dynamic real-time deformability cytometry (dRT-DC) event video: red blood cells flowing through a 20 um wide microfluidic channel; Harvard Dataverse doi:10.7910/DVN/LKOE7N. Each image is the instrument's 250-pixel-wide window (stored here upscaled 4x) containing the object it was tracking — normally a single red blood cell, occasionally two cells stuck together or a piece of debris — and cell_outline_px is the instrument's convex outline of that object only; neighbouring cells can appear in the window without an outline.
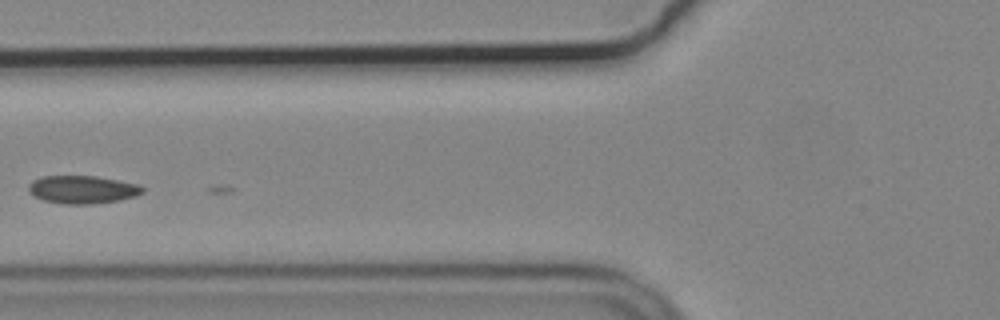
{"species": "common noctule bat (a hibernating species)", "species_latin": "Nyctalus noctula", "temperature_condition": "cold", "stored_images_in_passage": 26, "camera_frame_rate_fps": 3000, "um_per_image_px": 0.085, "animal": {"sex": "male", "body_mass_g": 19.2, "forearm_length_mm": 51.8}, "frame": {"image": 1, "passage_image": 10, "time_ms": 3.0, "image_size_px": [1000, 320], "cell_outline_px": [[144, 192], [136, 196], [116, 200], [92, 204], [64, 204], [44, 200], [32, 196], [28, 192], [28, 184], [32, 180], [44, 176], [96, 176], [140, 184], [144, 188]], "centroid_in_image_um": [6.99, 16.11], "position_along_channel_um": 118.8, "area_um2": 18.67}}
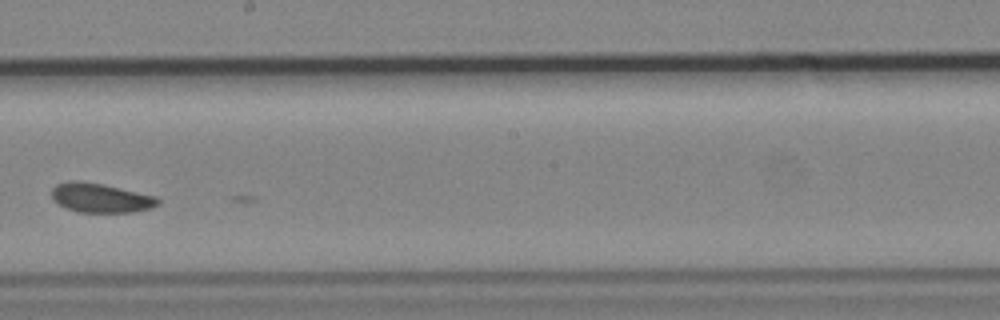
{"frame": {"image": 2, "passage_image": 20, "time_ms": 6.333, "image_size_px": [1000, 320], "cell_outline_px": [[160, 204], [152, 208], [132, 212], [76, 212], [52, 200], [52, 188], [56, 184], [68, 180], [80, 180], [104, 184], [156, 196], [160, 200]], "centroid_in_image_um": [8.56, 16.81], "position_along_channel_um": 239.6, "area_um2": 18.32}}
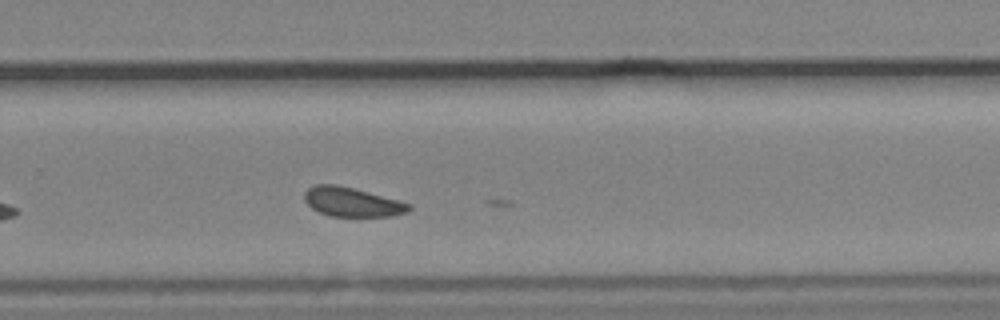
{"frame": {"image": 3, "passage_image": 25, "time_ms": 8.0, "image_size_px": [1000, 320], "cell_outline_px": [[412, 208], [408, 212], [392, 216], [328, 216], [312, 208], [304, 200], [304, 192], [308, 188], [316, 184], [336, 184], [352, 188], [412, 204]], "centroid_in_image_um": [29.91, 17.17], "position_along_channel_um": 299.9, "area_um2": 17.69}}